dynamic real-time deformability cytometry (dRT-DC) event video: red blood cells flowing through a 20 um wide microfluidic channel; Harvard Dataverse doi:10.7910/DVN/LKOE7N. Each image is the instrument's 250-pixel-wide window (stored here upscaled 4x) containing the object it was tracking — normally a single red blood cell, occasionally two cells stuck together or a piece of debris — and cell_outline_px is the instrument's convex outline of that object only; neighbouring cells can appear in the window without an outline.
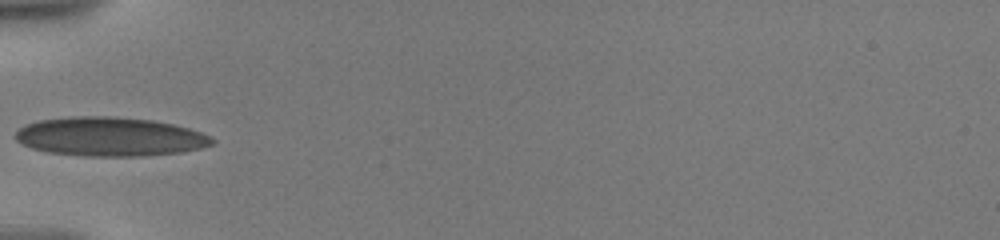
{"species": "human", "species_latin": "Homo sapiens", "temperature_condition": "warm", "stored_images_in_passage": 46, "camera_frame_rate_fps": 3000, "um_per_image_px": 0.085, "donor": {"sex": "male"}, "frame": {"image": 1, "passage_image": 1, "time_ms": 0.0, "image_size_px": [1000, 240], "cell_outline_px": [[216, 140], [212, 144], [200, 148], [180, 152], [140, 156], [84, 156], [48, 152], [32, 148], [16, 140], [16, 132], [20, 128], [28, 124], [40, 120], [72, 116], [112, 116], [152, 120], [172, 124], [188, 128], [200, 132]], "centroid_in_image_um": [9.34, 11.61], "position_along_channel_um": 75.7, "area_um2": 44.39}}
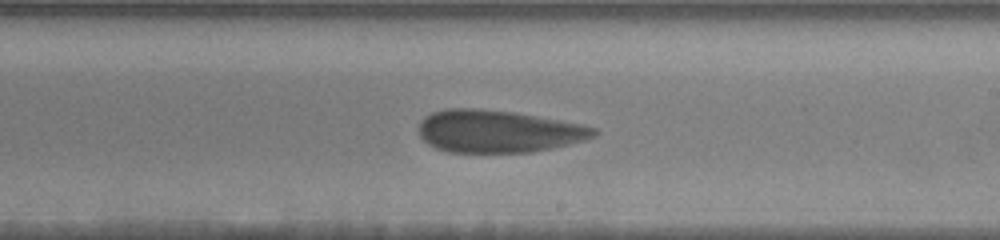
{"frame": {"image": 2, "passage_image": 20, "time_ms": 5.0, "image_size_px": [1000, 240], "cell_outline_px": [[600, 132], [596, 136], [584, 140], [552, 148], [532, 152], [448, 152], [436, 148], [428, 144], [420, 136], [416, 128], [420, 120], [424, 116], [432, 112], [444, 108], [480, 108], [516, 112], [584, 124], [596, 128]], "centroid_in_image_um": [42.33, 11.14], "position_along_channel_um": 246.7, "area_um2": 43.93}}
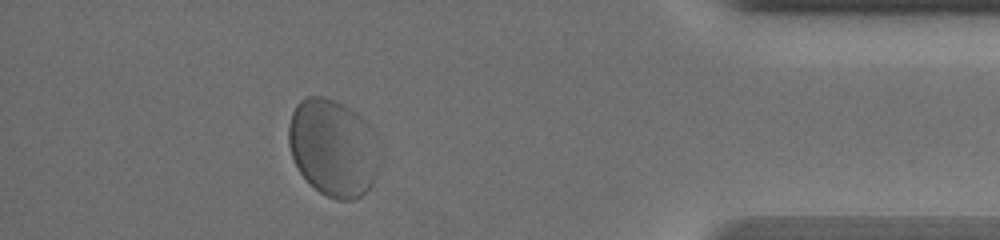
{"frame": {"image": 3, "passage_image": 39, "time_ms": 10.667, "image_size_px": [1000, 240], "cell_outline_px": [[376, 176], [372, 184], [360, 196], [352, 200], [336, 200], [320, 192], [300, 172], [292, 156], [288, 144], [288, 128], [292, 112], [296, 104], [300, 100], [308, 96], [324, 96], [336, 100], [344, 104], [360, 116], [372, 128], [376, 136]], "centroid_in_image_um": [28.28, 12.52], "position_along_channel_um": 406.9, "area_um2": 51.21}, "authors_computed_cell_mechanics": {"area_um2": 43.9858, "velocity_mm_per_s": 3.4271, "shape_relaxation_time_tau1_ms": 6.7566, "shape_relaxation_time_tau2_ms": null, "deformation_change_tau1": 0.1377, "deformation_change_tau2": null}}